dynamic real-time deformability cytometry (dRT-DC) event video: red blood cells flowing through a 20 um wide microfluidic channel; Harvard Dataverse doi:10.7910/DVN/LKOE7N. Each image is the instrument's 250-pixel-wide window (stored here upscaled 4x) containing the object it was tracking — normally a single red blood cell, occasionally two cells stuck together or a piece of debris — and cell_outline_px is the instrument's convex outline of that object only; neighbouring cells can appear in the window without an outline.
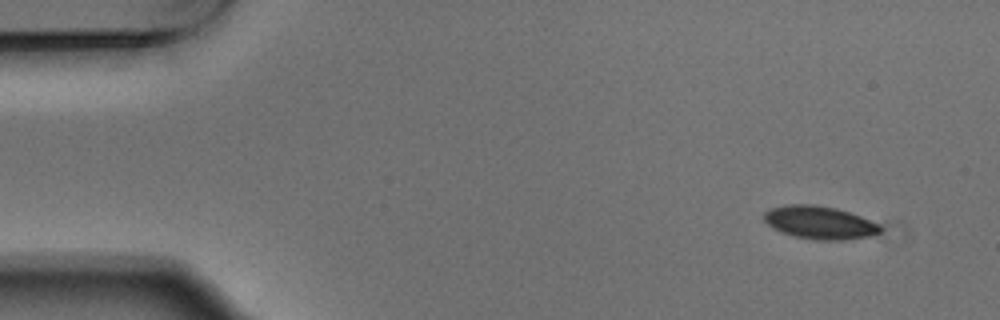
{"species": "Egyptian fruit bat (a non-hibernating species)", "species_latin": "Rousettus aegyptiacus", "temperature_condition": "warm", "stored_images_in_passage": 4, "segment_of_instrument_passage": [2, 2], "camera_frame_rate_fps": 3000, "um_per_image_px": 0.085, "animal": {"sex": "male"}, "frame": {"image": 1, "passage_image": 4, "time_ms": 1.0, "image_size_px": [1000, 320], "cell_outline_px": [[880, 232], [872, 236], [844, 240], [812, 240], [780, 232], [772, 228], [764, 220], [764, 212], [772, 208], [788, 204], [812, 204], [836, 208], [860, 216], [876, 224], [880, 228]], "centroid_in_image_um": [69.63, 18.92], "position_along_channel_um": 15.4, "area_um2": 22.2}}